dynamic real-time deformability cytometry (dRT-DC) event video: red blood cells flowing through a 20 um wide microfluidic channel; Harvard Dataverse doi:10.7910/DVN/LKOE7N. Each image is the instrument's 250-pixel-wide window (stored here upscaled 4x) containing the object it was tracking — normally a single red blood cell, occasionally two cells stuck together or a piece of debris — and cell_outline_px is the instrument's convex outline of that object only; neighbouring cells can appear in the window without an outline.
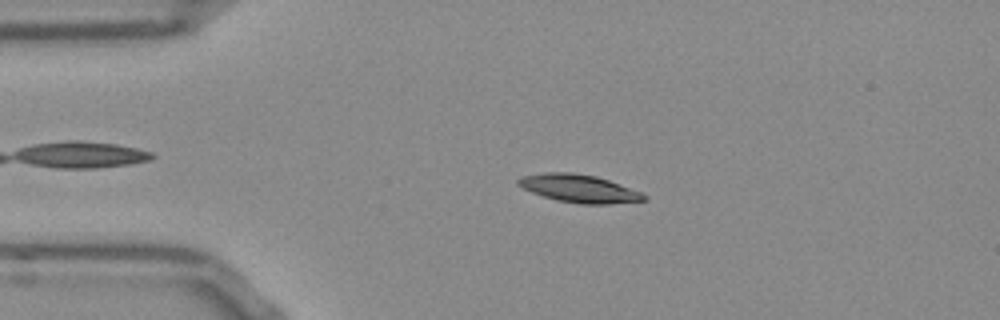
{"species": "Egyptian fruit bat (a non-hibernating species)", "species_latin": "Rousettus aegyptiacus", "temperature_condition": "room temperature", "stored_images_in_passage": 52, "camera_frame_rate_fps": 3000, "um_per_image_px": 0.085, "frame": {"image": 1, "passage_image": 10, "time_ms": 3.0, "image_size_px": [1000, 320], "cell_outline_px": [[648, 200], [608, 204], [580, 204], [556, 200], [532, 192], [516, 184], [516, 180], [520, 176], [544, 172], [572, 172], [596, 176], [608, 180], [640, 192], [648, 196]], "centroid_in_image_um": [49.2, 16.02], "position_along_channel_um": 35.8, "area_um2": 20.46}}
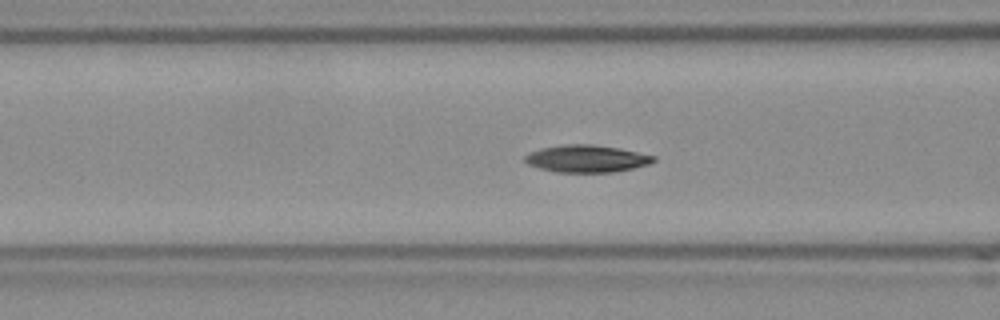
{"frame": {"image": 2, "passage_image": 19, "time_ms": 6.0, "image_size_px": [1000, 320], "cell_outline_px": [[656, 160], [648, 164], [632, 168], [612, 172], [556, 172], [540, 168], [528, 164], [524, 160], [524, 156], [540, 148], [564, 144], [592, 144], [620, 148], [656, 156]], "centroid_in_image_um": [49.87, 13.48], "position_along_channel_um": 116.7, "area_um2": 20.35}}
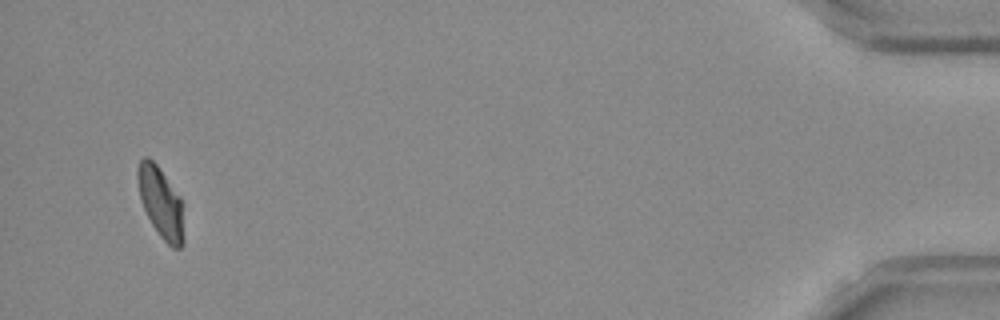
{"frame": {"image": 3, "passage_image": 50, "time_ms": 16.333, "image_size_px": [1000, 320], "cell_outline_px": [[184, 244], [180, 248], [172, 248], [160, 236], [152, 224], [140, 200], [136, 176], [136, 172], [140, 160], [144, 156], [148, 156], [156, 164], [180, 196], [184, 240]], "centroid_in_image_um": [13.65, 17.21], "position_along_channel_um": 421.6, "area_um2": 18.9}, "authors_computed_cell_mechanics": {"area_um2": 19.9121, "velocity_mm_per_s": 3.7707, "shape_relaxation_time_tau1_ms": 7.1272, "shape_relaxation_time_tau2_ms": 5.9872, "deformation_change_tau1": 0.165, "deformation_change_tau2": 0.1099}}